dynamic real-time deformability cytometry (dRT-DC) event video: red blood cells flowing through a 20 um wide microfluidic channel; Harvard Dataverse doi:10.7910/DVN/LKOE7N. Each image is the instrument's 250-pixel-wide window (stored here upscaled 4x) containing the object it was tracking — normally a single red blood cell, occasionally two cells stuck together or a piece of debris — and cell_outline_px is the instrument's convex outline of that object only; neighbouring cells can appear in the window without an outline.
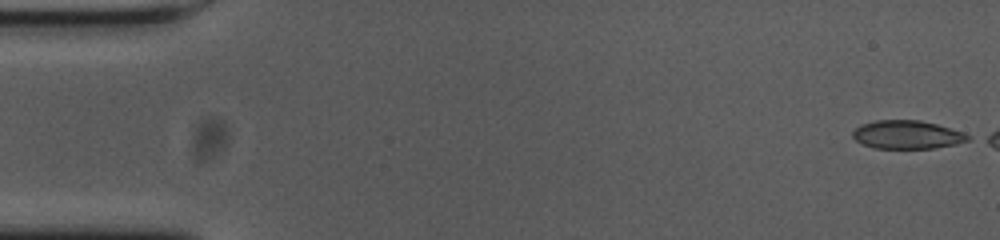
{"species": "common noctule bat (a hibernating species)", "species_latin": "Nyctalus noctula", "temperature_condition": "cold", "stored_images_in_passage": 7, "camera_frame_rate_fps": 3000, "um_per_image_px": 0.085, "animal": {"sex": "female", "body_mass_g": 23.0, "forearm_length_mm": 53.4}, "frame": {"image": 1, "passage_image": 1, "time_ms": 0.0, "image_size_px": [1000, 240], "cell_outline_px": [[972, 140], [956, 144], [932, 148], [872, 148], [860, 144], [852, 136], [852, 132], [856, 128], [864, 124], [876, 120], [920, 120], [936, 124], [964, 132], [972, 136]], "centroid_in_image_um": [77.13, 11.45], "position_along_channel_um": 7.9, "area_um2": 19.13}}